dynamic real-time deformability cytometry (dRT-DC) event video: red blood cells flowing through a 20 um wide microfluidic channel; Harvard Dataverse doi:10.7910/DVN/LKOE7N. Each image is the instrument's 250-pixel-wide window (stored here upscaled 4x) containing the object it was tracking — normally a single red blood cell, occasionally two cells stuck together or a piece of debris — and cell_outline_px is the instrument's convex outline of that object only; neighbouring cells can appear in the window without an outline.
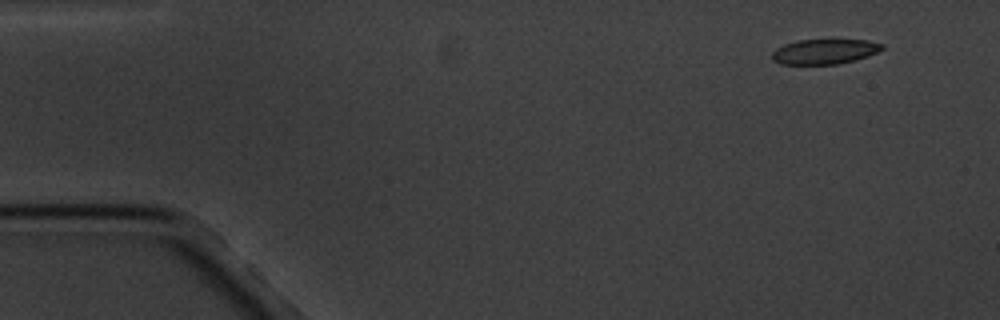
{"species": "common noctule bat (a hibernating species)", "species_latin": "Nyctalus noctula", "temperature_condition": "cold", "stored_images_in_passage": 17, "camera_frame_rate_fps": 3000, "um_per_image_px": 0.085, "animal": {"sex": "male", "body_mass_g": 20.1, "forearm_length_mm": 53.5}, "frame": {"image": 1, "passage_image": 2, "time_ms": 1.0, "image_size_px": [1000, 320], "cell_outline_px": [[884, 48], [868, 56], [856, 60], [836, 64], [780, 64], [772, 60], [772, 52], [776, 48], [784, 44], [796, 40], [868, 40], [884, 44]], "centroid_in_image_um": [70.07, 4.38], "position_along_channel_um": 14.9, "area_um2": 16.07}}
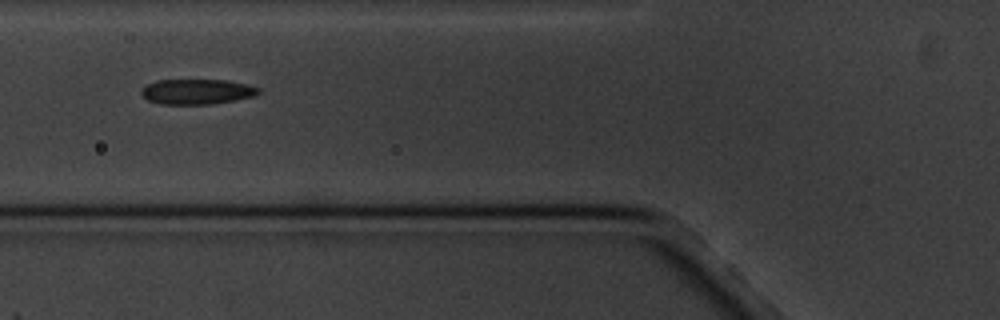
{"frame": {"image": 2, "passage_image": 7, "time_ms": 6.667, "image_size_px": [1000, 320], "cell_outline_px": [[260, 92], [256, 96], [212, 104], [160, 104], [148, 100], [140, 92], [140, 88], [156, 80], [228, 80], [248, 84], [260, 88]], "centroid_in_image_um": [16.76, 7.78], "position_along_channel_um": 109.0, "area_um2": 17.34}}
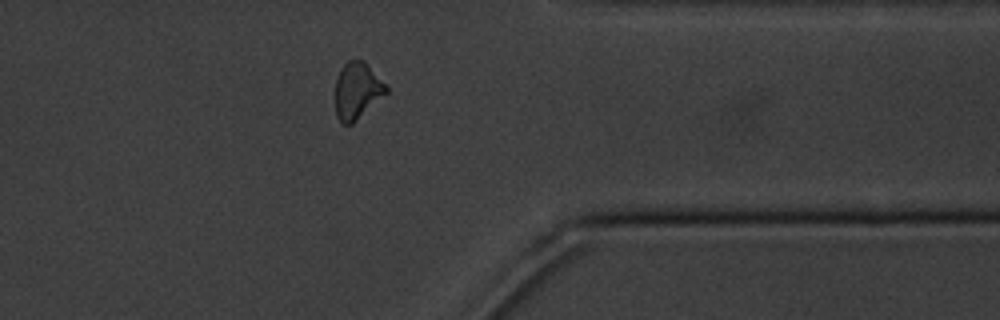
{"frame": {"image": 3, "passage_image": 14, "time_ms": 15.0, "image_size_px": [1000, 320], "cell_outline_px": [[388, 92], [352, 124], [344, 124], [336, 116], [336, 80], [340, 68], [348, 60], [364, 60], [388, 88]], "centroid_in_image_um": [30.35, 7.7], "position_along_channel_um": 381.1, "area_um2": 16.59}, "authors_computed_cell_mechanics": {"area_um2": 17.34, "velocity_mm_per_s": 3.3835, "shape_relaxation_time_tau1_ms": null, "shape_relaxation_time_tau2_ms": 3.1225, "deformation_change_tau1": null, "deformation_change_tau2": 0.1048}}